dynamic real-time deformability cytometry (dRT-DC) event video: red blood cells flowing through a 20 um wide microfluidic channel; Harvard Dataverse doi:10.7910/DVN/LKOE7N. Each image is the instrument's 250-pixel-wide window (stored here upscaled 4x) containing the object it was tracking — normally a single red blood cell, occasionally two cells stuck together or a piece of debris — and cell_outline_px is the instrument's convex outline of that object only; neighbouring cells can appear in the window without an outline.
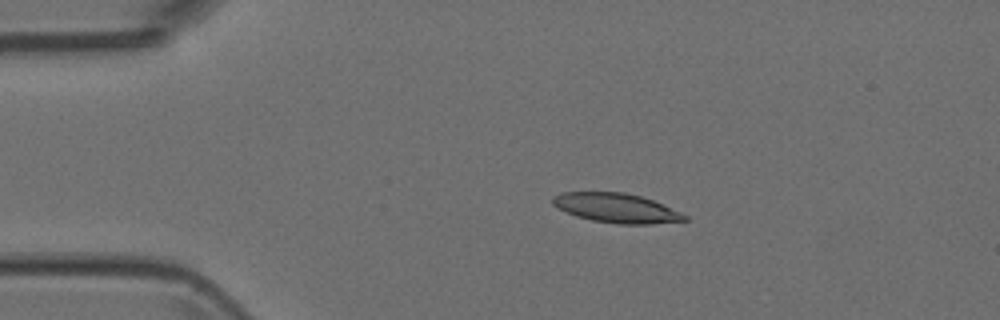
{"species": "Egyptian fruit bat (a non-hibernating species)", "species_latin": "Rousettus aegyptiacus", "temperature_condition": "room temperature", "stored_images_in_passage": 39, "camera_frame_rate_fps": 3000, "um_per_image_px": 0.085, "animal": {"sex": "female"}, "frame": {"image": 1, "passage_image": 2, "time_ms": 0.333, "image_size_px": [1000, 320], "cell_outline_px": [[688, 220], [648, 224], [620, 224], [592, 220], [576, 216], [556, 208], [552, 204], [552, 196], [560, 192], [624, 192], [640, 196], [652, 200], [680, 212], [688, 216]], "centroid_in_image_um": [52.34, 17.67], "position_along_channel_um": 32.7, "area_um2": 22.54}}
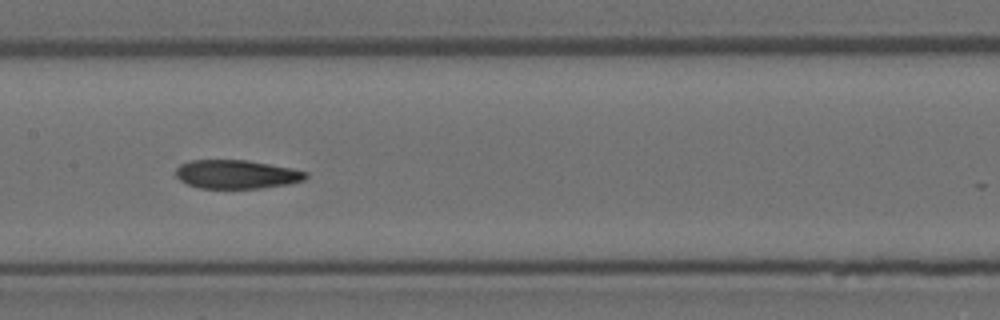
{"frame": {"image": 2, "passage_image": 17, "time_ms": 5.333, "image_size_px": [1000, 320], "cell_outline_px": [[308, 176], [304, 180], [288, 184], [260, 188], [200, 188], [188, 184], [180, 180], [176, 176], [176, 168], [180, 164], [188, 160], [248, 160], [292, 168], [308, 172]], "centroid_in_image_um": [20.11, 14.81], "position_along_channel_um": 187.3, "area_um2": 21.79}}
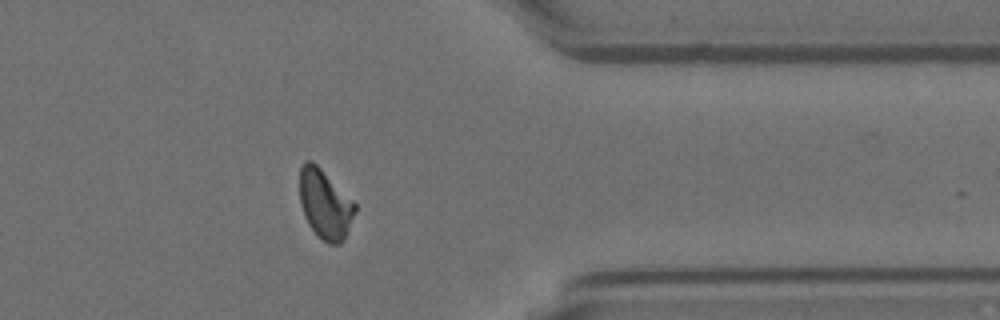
{"frame": {"image": 3, "passage_image": 33, "time_ms": 10.667, "image_size_px": [1000, 320], "cell_outline_px": [[356, 212], [344, 240], [340, 244], [328, 244], [316, 236], [308, 224], [304, 216], [300, 204], [300, 168], [304, 160], [312, 160], [356, 204]], "centroid_in_image_um": [27.61, 17.39], "position_along_channel_um": 383.8, "area_um2": 22.43}}